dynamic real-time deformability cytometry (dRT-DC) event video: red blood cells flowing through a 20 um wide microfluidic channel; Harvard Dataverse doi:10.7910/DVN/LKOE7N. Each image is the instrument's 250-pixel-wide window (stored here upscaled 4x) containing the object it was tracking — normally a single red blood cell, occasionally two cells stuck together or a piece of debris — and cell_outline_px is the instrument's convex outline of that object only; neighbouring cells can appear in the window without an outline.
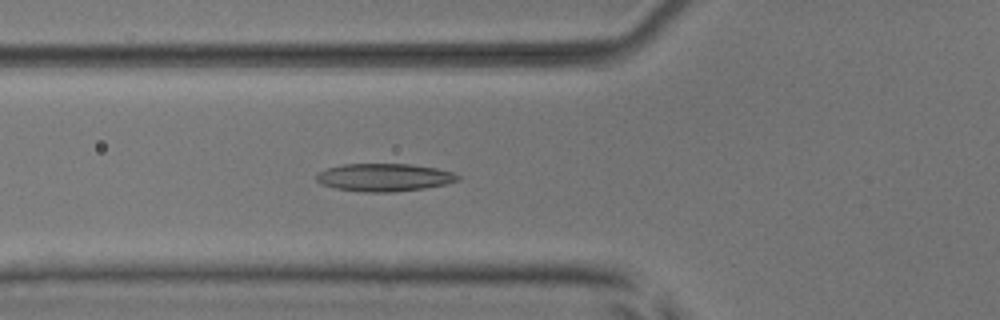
{"species": "common noctule bat (a hibernating species)", "species_latin": "Nyctalus noctula", "temperature_condition": "room temperature", "stored_images_in_passage": 40, "camera_frame_rate_fps": 3000, "um_per_image_px": 0.085, "animal": {"sex": "male", "body_mass_g": 17.9, "forearm_length_mm": 54.2}, "frame": {"image": 1, "passage_image": 7, "time_ms": 2.0, "image_size_px": [1000, 320], "cell_outline_px": [[460, 180], [444, 184], [424, 188], [392, 192], [364, 192], [336, 188], [320, 184], [316, 180], [316, 176], [320, 172], [328, 168], [344, 164], [412, 164], [436, 168], [452, 172], [460, 176]], "centroid_in_image_um": [32.66, 15.08], "position_along_channel_um": 93.1, "area_um2": 22.77}}
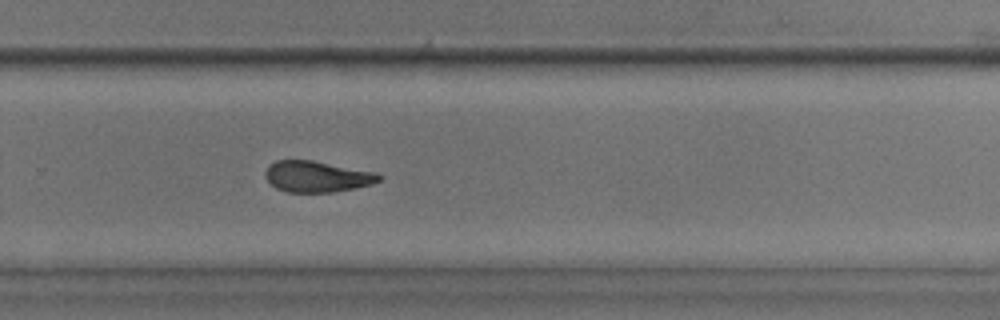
{"frame": {"image": 2, "passage_image": 23, "time_ms": 7.333, "image_size_px": [1000, 320], "cell_outline_px": [[384, 176], [380, 180], [372, 184], [356, 188], [332, 192], [288, 192], [276, 188], [264, 176], [264, 172], [268, 164], [276, 160], [312, 160], [376, 172]], "centroid_in_image_um": [26.94, 15.0], "position_along_channel_um": 302.9, "area_um2": 20.75}}
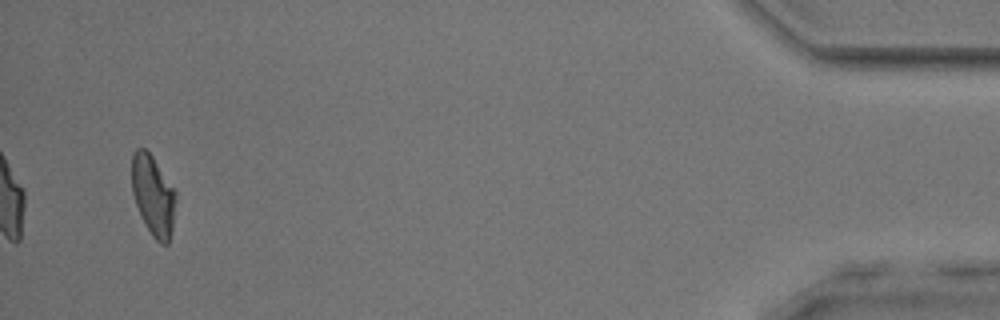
{"frame": {"image": 3, "passage_image": 38, "time_ms": 12.333, "image_size_px": [1000, 320], "cell_outline_px": [[176, 196], [172, 228], [168, 244], [160, 244], [152, 236], [144, 224], [136, 204], [132, 192], [132, 152], [136, 148], [144, 148], [152, 156], [176, 192]], "centroid_in_image_um": [13.0, 16.62], "position_along_channel_um": 422.2, "area_um2": 20.46}, "authors_computed_cell_mechanics": {"area_um2": 21.3571, "velocity_mm_per_s": 3.9387, "shape_relaxation_time_tau1_ms": 5.6864, "shape_relaxation_time_tau2_ms": 2.6935, "deformation_change_tau1": 0.1592, "deformation_change_tau2": 0.1035}}